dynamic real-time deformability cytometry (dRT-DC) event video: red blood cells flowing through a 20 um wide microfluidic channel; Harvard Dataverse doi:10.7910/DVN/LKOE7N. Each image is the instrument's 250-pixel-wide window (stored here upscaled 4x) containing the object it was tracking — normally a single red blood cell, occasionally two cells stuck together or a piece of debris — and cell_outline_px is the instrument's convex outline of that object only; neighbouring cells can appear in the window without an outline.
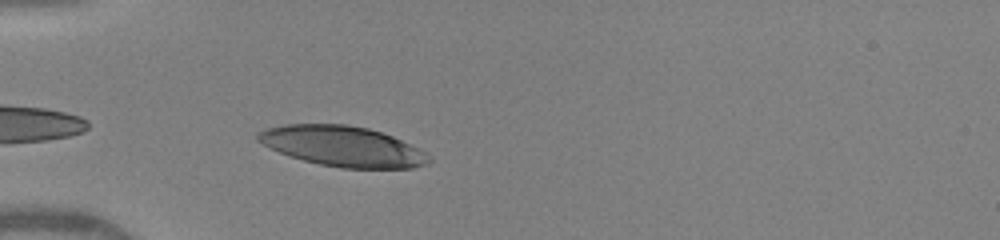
{"species": "human", "species_latin": "Homo sapiens", "temperature_condition": "warm", "stored_images_in_passage": 4, "camera_frame_rate_fps": 3000, "um_per_image_px": 0.085, "donor": {"sex": "female"}, "frame": {"image": 1, "passage_image": 4, "time_ms": 2.333, "image_size_px": [1000, 240], "cell_outline_px": [[432, 160], [428, 164], [412, 168], [340, 168], [320, 164], [304, 160], [280, 152], [256, 140], [256, 132], [264, 128], [284, 124], [348, 124], [368, 128], [392, 136], [424, 152]], "centroid_in_image_um": [29.09, 12.42], "position_along_channel_um": 55.9, "area_um2": 39.88}}